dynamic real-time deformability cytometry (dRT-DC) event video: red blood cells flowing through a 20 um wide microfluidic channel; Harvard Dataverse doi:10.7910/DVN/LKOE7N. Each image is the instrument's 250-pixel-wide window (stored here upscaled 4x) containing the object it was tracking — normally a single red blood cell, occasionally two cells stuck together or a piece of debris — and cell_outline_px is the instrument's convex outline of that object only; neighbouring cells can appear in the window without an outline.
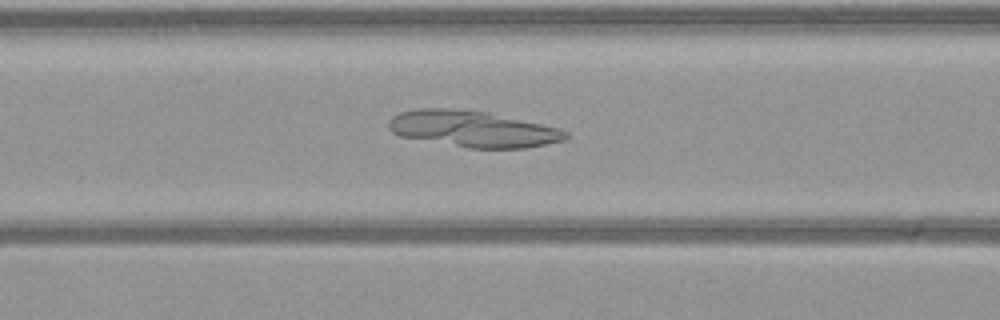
{"species": "common noctule bat (a hibernating species)", "species_latin": "Nyctalus noctula", "temperature_condition": "warm", "stored_images_in_passage": 38, "camera_frame_rate_fps": 3000, "um_per_image_px": 0.085, "animal": {"sex": "female", "body_mass_g": 21.9}, "frame": {"image": 1, "passage_image": 6, "time_ms": 1.667, "image_size_px": [1000, 320], "cell_outline_px": [[568, 136], [564, 140], [524, 148], [468, 148], [400, 136], [392, 132], [388, 128], [388, 120], [392, 116], [400, 112], [416, 108], [444, 108], [488, 112], [560, 128], [568, 132]], "centroid_in_image_um": [40.16, 10.95], "position_along_channel_um": 126.4, "area_um2": 37.28}}
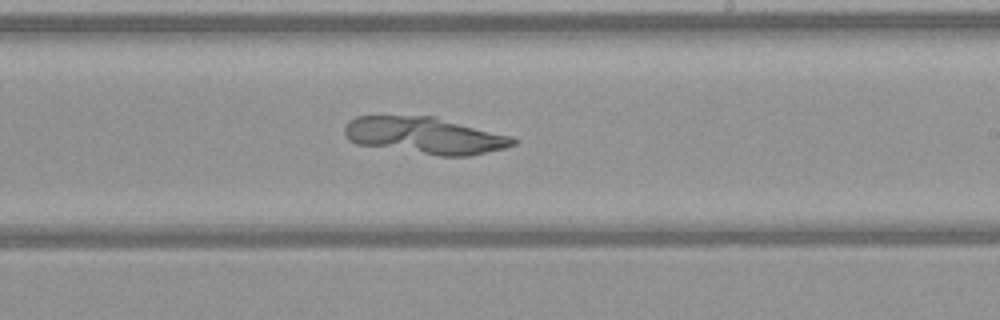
{"frame": {"image": 2, "passage_image": 16, "time_ms": 5.0, "image_size_px": [1000, 320], "cell_outline_px": [[516, 144], [504, 148], [468, 156], [440, 156], [356, 144], [348, 140], [344, 132], [344, 128], [348, 120], [356, 116], [436, 116], [512, 136], [516, 140]], "centroid_in_image_um": [36.1, 11.51], "position_along_channel_um": 252.9, "area_um2": 36.3}}
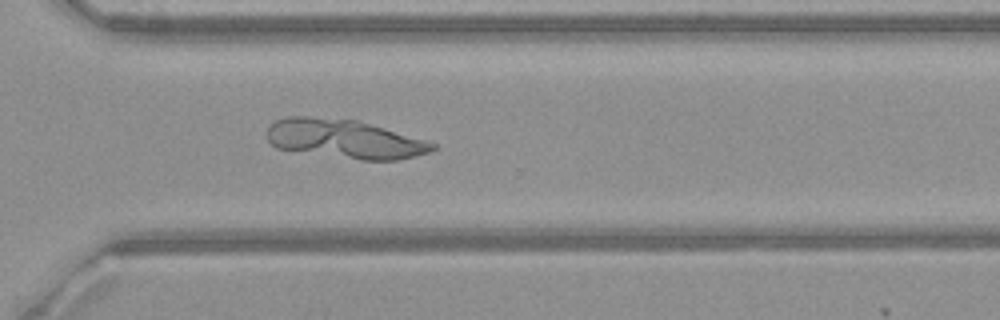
{"frame": {"image": 3, "passage_image": 23, "time_ms": 7.333, "image_size_px": [1000, 320], "cell_outline_px": [[436, 148], [428, 152], [400, 160], [360, 160], [276, 148], [268, 140], [268, 128], [276, 120], [288, 116], [308, 116], [356, 120], [428, 140], [436, 144]], "centroid_in_image_um": [29.31, 11.81], "position_along_channel_um": 341.3, "area_um2": 37.34}}